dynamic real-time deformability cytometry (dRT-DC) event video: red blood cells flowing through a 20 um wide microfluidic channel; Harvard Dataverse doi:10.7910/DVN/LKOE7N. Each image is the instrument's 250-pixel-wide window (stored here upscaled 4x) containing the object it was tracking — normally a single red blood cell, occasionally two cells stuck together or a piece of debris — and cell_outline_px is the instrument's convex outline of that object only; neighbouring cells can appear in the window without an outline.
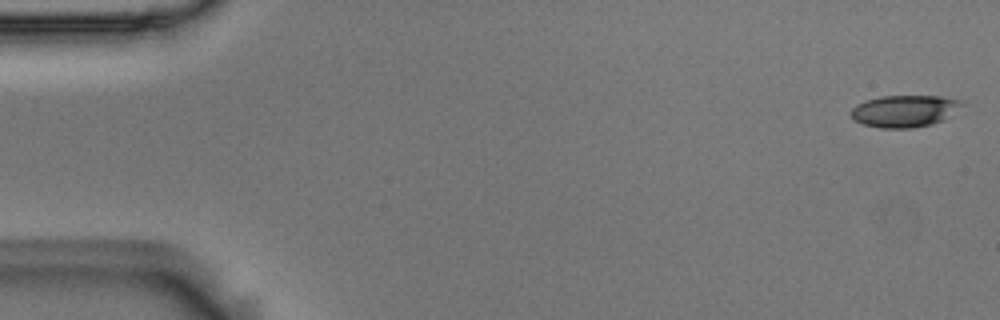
{"species": "Egyptian fruit bat (a non-hibernating species)", "species_latin": "Rousettus aegyptiacus", "temperature_condition": "room temperature", "stored_images_in_passage": 5, "camera_frame_rate_fps": 3000, "um_per_image_px": 0.085, "animal": {"sex": "male"}, "frame": {"image": 1, "passage_image": 1, "time_ms": 0.0, "image_size_px": [1000, 320], "cell_outline_px": [[964, 104], [940, 120], [932, 124], [912, 128], [880, 128], [864, 124], [852, 120], [852, 108], [856, 104], [864, 100], [880, 96], [940, 96], [960, 100]], "centroid_in_image_um": [76.81, 9.43], "position_along_channel_um": 8.2, "area_um2": 20.4}}
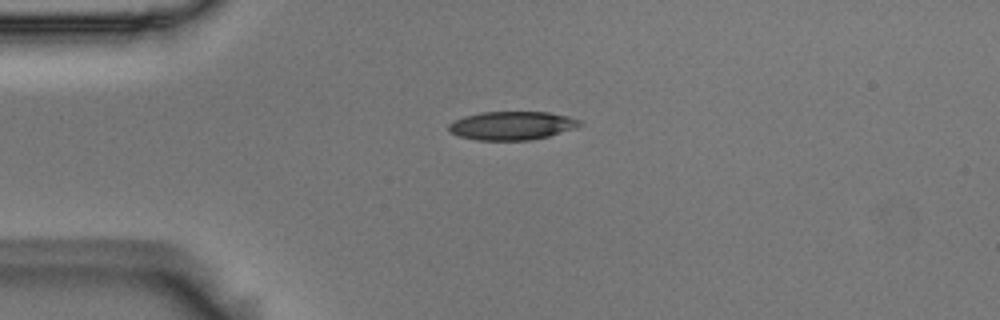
{"frame": {"image": 2, "passage_image": 4, "time_ms": 1.0, "image_size_px": [1000, 320], "cell_outline_px": [[584, 124], [548, 136], [532, 140], [476, 140], [460, 136], [448, 132], [448, 124], [464, 116], [480, 112], [548, 112], [568, 116], [580, 120]], "centroid_in_image_um": [43.48, 10.67], "position_along_channel_um": 41.5, "area_um2": 21.68}}